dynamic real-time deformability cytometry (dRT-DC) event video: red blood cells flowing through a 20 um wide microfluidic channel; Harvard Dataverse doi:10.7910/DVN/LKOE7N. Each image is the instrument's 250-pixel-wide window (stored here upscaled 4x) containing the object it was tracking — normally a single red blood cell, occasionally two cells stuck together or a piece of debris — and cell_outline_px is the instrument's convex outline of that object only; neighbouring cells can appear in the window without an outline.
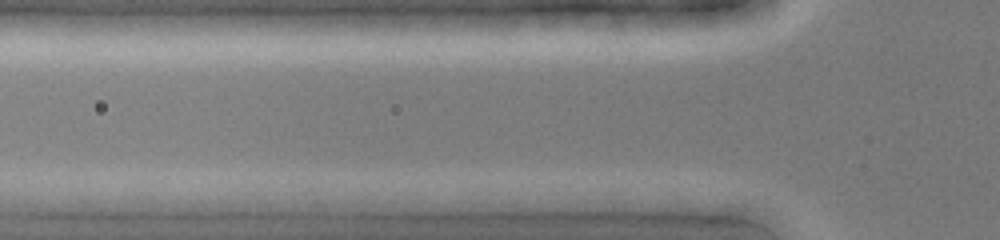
{"species": "common noctule bat (a hibernating species)", "species_latin": "Nyctalus noctula", "temperature_condition": "cold", "stored_images_in_passage": 3, "camera_frame_rate_fps": 3000, "um_per_image_px": 0.085, "animal": {"sex": "female", "body_mass_g": 19.0, "forearm_length_mm": 51.5}, "frame": {"image": 1, "passage_image": 3, "time_ms": 0.667, "image_size_px": [1000, 240], "cell_outline_px": [[640, 200], [624, 212], [592, 212], [508, 200], [524, 192], [604, 192]], "centroid_in_image_um": [49.23, 17.07], "position_along_channel_um": 76.6, "area_um2": 13.24}}